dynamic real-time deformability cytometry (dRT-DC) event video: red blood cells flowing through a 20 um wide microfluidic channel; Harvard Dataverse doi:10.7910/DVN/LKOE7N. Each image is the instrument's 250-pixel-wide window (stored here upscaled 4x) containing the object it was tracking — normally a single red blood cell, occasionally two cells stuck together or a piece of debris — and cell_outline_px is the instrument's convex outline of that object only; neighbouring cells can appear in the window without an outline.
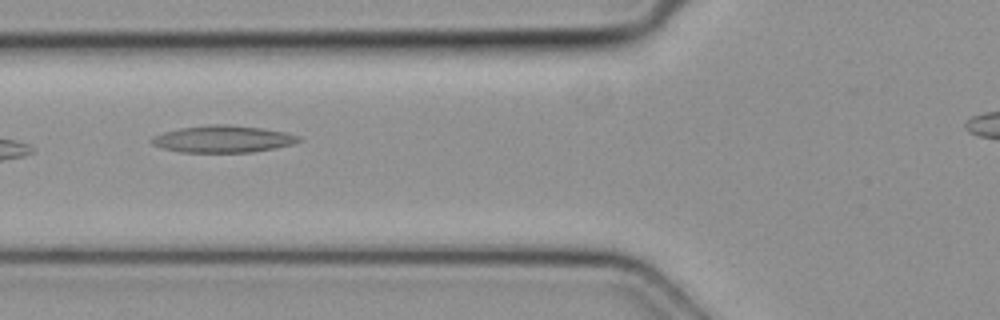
{"species": "common noctule bat (a hibernating species)", "species_latin": "Nyctalus noctula", "temperature_condition": "cold", "stored_images_in_passage": 4, "camera_frame_rate_fps": 3000, "um_per_image_px": 0.085, "animal": {"sex": "female", "body_mass_g": 19.3, "forearm_length_mm": 54.1}, "frame": {"image": 1, "passage_image": 3, "time_ms": 0.667, "image_size_px": [1000, 320], "cell_outline_px": [[304, 140], [292, 144], [252, 152], [180, 152], [164, 148], [152, 144], [148, 140], [152, 136], [164, 132], [180, 128], [208, 124], [228, 124], [260, 128], [284, 132], [300, 136]], "centroid_in_image_um": [18.92, 11.81], "position_along_channel_um": 106.9, "area_um2": 23.06}}
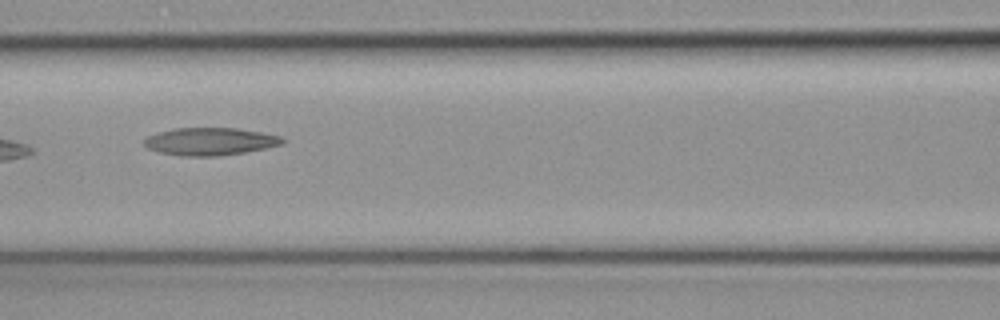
{"frame": {"image": 2, "passage_image": 4, "time_ms": 1.0, "image_size_px": [1000, 320], "cell_outline_px": [[284, 140], [280, 144], [264, 148], [244, 152], [216, 156], [180, 156], [160, 152], [148, 148], [144, 144], [144, 140], [148, 136], [172, 128], [236, 128], [260, 132], [280, 136]], "centroid_in_image_um": [17.81, 12.02], "position_along_channel_um": 148.8, "area_um2": 21.91}}